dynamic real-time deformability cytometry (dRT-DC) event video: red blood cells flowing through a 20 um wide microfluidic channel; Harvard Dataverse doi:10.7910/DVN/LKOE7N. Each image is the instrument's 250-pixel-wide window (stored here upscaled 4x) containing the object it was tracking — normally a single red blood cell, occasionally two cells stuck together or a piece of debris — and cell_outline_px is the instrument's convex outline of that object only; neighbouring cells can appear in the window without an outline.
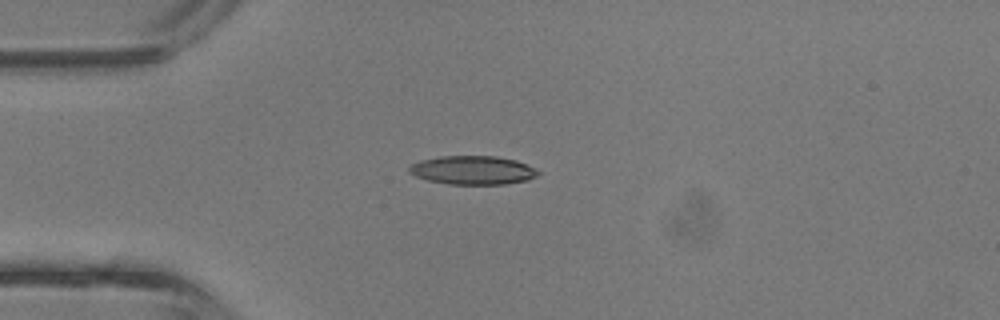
{"species": "common noctule bat (a hibernating species)", "species_latin": "Nyctalus noctula", "temperature_condition": "room temperature", "stored_images_in_passage": 3, "camera_frame_rate_fps": 3000, "um_per_image_px": 0.085, "animal": {"sex": "male", "body_mass_g": 13.3}, "frame": {"image": 1, "passage_image": 3, "time_ms": 0.667, "image_size_px": [1000, 320], "cell_outline_px": [[540, 172], [536, 176], [528, 180], [504, 184], [448, 184], [428, 180], [416, 176], [408, 172], [408, 168], [412, 164], [420, 160], [440, 156], [496, 156], [516, 160], [536, 168]], "centroid_in_image_um": [40.19, 14.46], "position_along_channel_um": 44.8, "area_um2": 21.56}}